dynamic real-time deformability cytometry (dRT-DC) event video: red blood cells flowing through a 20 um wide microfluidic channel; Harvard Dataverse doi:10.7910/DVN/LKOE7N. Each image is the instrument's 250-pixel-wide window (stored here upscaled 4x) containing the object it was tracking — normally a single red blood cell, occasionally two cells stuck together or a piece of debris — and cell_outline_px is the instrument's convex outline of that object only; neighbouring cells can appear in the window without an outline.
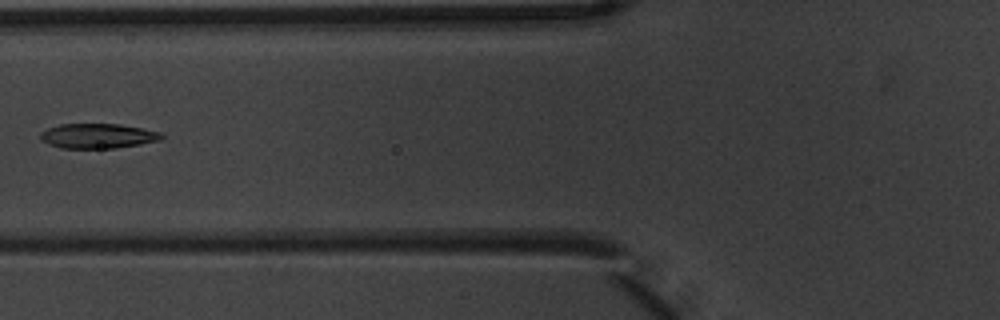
{"species": "common noctule bat (a hibernating species)", "species_latin": "Nyctalus noctula", "temperature_condition": "warm", "stored_images_in_passage": 4, "camera_frame_rate_fps": 3000, "um_per_image_px": 0.085, "animal": {"sex": "male", "body_mass_g": 20.1, "forearm_length_mm": 53.5}, "frame": {"image": 1, "passage_image": 3, "time_ms": 0.667, "image_size_px": [1000, 320], "cell_outline_px": [[164, 136], [160, 140], [140, 144], [116, 148], [60, 148], [48, 144], [40, 140], [40, 132], [48, 128], [60, 124], [120, 124], [160, 132]], "centroid_in_image_um": [8.27, 11.56], "position_along_channel_um": 117.5, "area_um2": 17.51}}
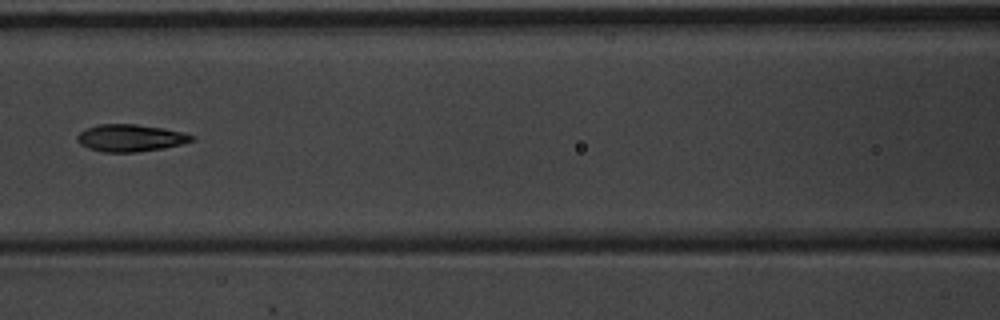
{"frame": {"image": 2, "passage_image": 4, "time_ms": 1.0, "image_size_px": [1000, 320], "cell_outline_px": [[196, 140], [164, 148], [136, 152], [104, 152], [88, 148], [80, 144], [76, 140], [76, 136], [80, 132], [88, 128], [100, 124], [136, 124], [164, 128], [184, 132], [192, 136]], "centroid_in_image_um": [11.08, 11.72], "position_along_channel_um": 155.5, "area_um2": 18.09}}